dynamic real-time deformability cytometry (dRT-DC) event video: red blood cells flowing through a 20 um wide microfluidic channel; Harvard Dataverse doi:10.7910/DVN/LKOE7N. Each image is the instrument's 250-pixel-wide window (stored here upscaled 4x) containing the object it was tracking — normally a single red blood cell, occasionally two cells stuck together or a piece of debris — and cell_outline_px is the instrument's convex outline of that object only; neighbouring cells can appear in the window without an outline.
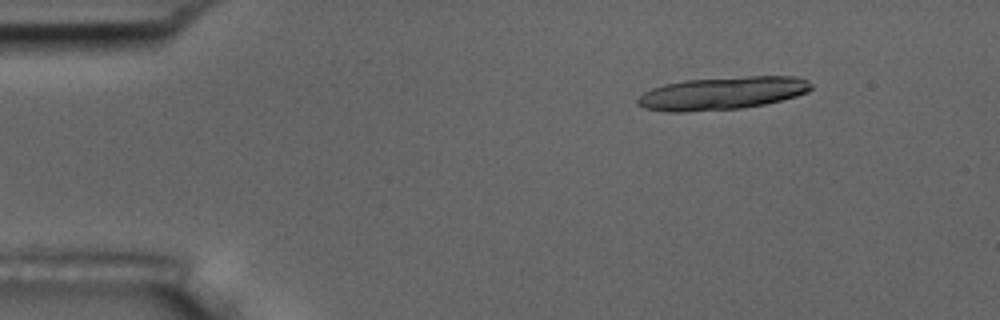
{"species": "common noctule bat (a hibernating species)", "species_latin": "Nyctalus noctula", "temperature_condition": "room temperature", "stored_images_in_passage": 6, "camera_frame_rate_fps": 3000, "um_per_image_px": 0.085, "animal": {"sex": "male", "body_mass_g": 17.5, "forearm_length_mm": 52.3}, "frame": {"image": 1, "passage_image": 1, "time_ms": 0.0, "image_size_px": [1000, 320], "cell_outline_px": [[812, 88], [808, 92], [796, 96], [764, 104], [740, 108], [684, 112], [668, 112], [644, 108], [636, 104], [636, 100], [644, 92], [652, 88], [664, 84], [684, 80], [748, 76], [796, 76], [808, 80], [812, 84]], "centroid_in_image_um": [61.38, 7.92], "position_along_channel_um": 23.6, "area_um2": 33.29}}
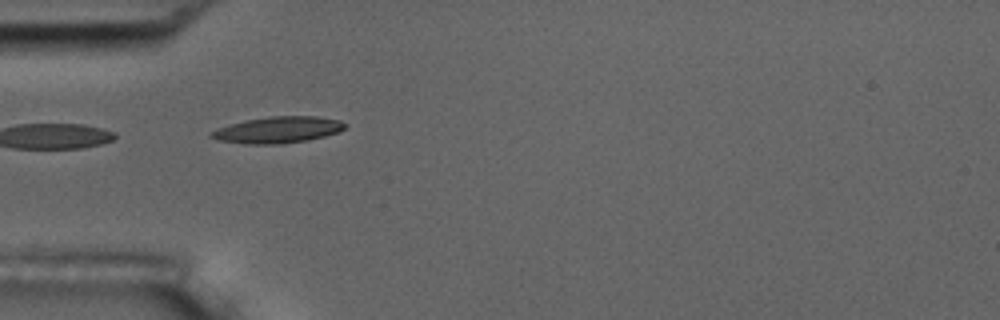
{"frame": {"image": 2, "passage_image": 4, "time_ms": 3.333, "image_size_px": [1000, 320], "cell_outline_px": [[348, 124], [340, 132], [308, 140], [280, 144], [248, 144], [216, 140], [208, 136], [208, 132], [216, 128], [244, 120], [268, 116], [316, 116], [340, 120]], "centroid_in_image_um": [23.59, 11.03], "position_along_channel_um": 61.4, "area_um2": 20.87}}